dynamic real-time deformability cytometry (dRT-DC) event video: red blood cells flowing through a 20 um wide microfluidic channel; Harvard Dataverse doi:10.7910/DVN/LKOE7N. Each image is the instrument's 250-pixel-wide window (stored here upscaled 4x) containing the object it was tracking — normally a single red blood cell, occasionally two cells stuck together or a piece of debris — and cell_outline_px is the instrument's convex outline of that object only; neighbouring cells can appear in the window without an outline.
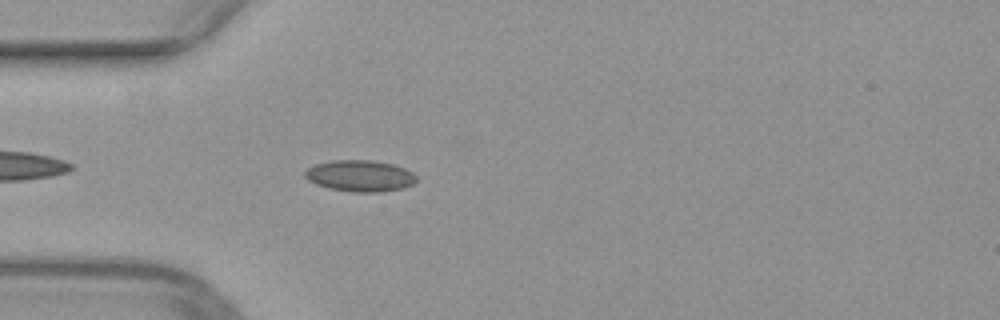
{"species": "common noctule bat (a hibernating species)", "species_latin": "Nyctalus noctula", "temperature_condition": "warm", "stored_images_in_passage": 34, "camera_frame_rate_fps": 3000, "um_per_image_px": 0.085, "animal": {"sex": "female", "body_mass_g": 29.2, "forearm_length_mm": 56.3}, "frame": {"image": 1, "passage_image": 4, "time_ms": 1.0, "image_size_px": [1000, 320], "cell_outline_px": [[416, 180], [412, 184], [404, 188], [380, 192], [352, 192], [328, 188], [316, 184], [308, 180], [304, 176], [304, 172], [308, 168], [316, 164], [332, 160], [372, 160], [392, 164], [404, 168], [412, 172], [416, 176]], "centroid_in_image_um": [30.59, 14.95], "position_along_channel_um": 54.4, "area_um2": 20.4}}
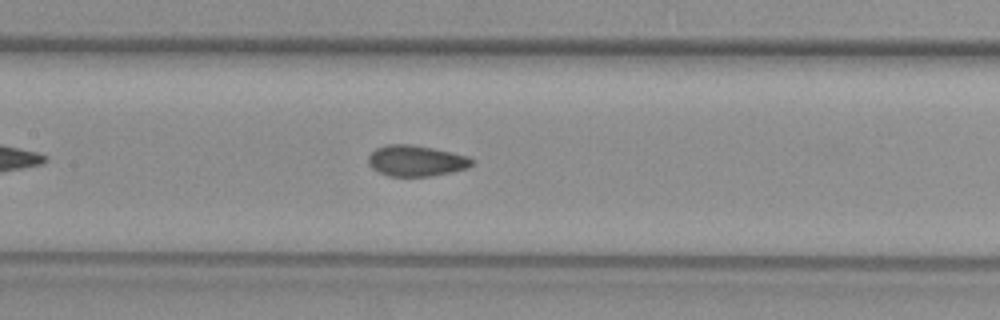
{"frame": {"image": 2, "passage_image": 13, "time_ms": 4.0, "image_size_px": [1000, 320], "cell_outline_px": [[472, 164], [468, 168], [452, 172], [428, 176], [388, 176], [372, 168], [368, 164], [368, 156], [376, 148], [388, 144], [408, 144], [432, 148], [468, 156], [472, 160]], "centroid_in_image_um": [35.34, 13.67], "position_along_channel_um": 172.1, "area_um2": 18.5}}
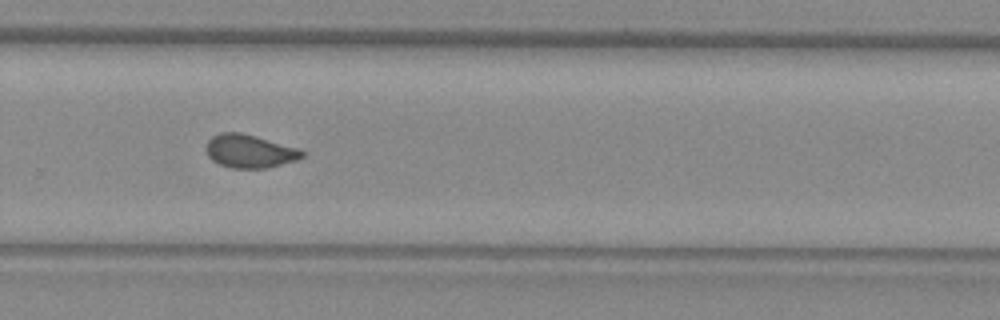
{"frame": {"image": 3, "passage_image": 23, "time_ms": 7.333, "image_size_px": [1000, 320], "cell_outline_px": [[304, 156], [296, 160], [268, 168], [232, 168], [220, 164], [212, 160], [208, 156], [208, 140], [212, 136], [220, 132], [240, 132], [256, 136], [296, 148], [304, 152]], "centroid_in_image_um": [21.21, 12.85], "position_along_channel_um": 308.6, "area_um2": 18.32}}